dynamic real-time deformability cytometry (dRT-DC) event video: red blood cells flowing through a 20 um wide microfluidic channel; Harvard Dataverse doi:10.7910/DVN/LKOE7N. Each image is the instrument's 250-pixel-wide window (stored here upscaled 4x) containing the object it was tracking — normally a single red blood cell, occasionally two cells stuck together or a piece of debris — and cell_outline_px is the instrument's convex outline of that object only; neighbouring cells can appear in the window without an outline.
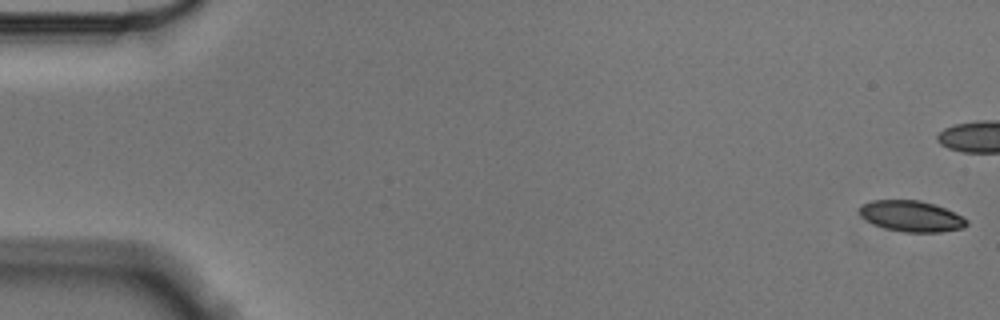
{"species": "Egyptian fruit bat (a non-hibernating species)", "species_latin": "Rousettus aegyptiacus", "temperature_condition": "cold", "stored_images_in_passage": 46, "camera_frame_rate_fps": 3000, "um_per_image_px": 0.085, "animal": {"sex": "male"}, "frame": {"image": 1, "passage_image": 1, "time_ms": 0.0, "image_size_px": [1000, 320], "cell_outline_px": [[968, 224], [964, 228], [940, 232], [904, 232], [884, 228], [872, 224], [860, 216], [860, 204], [872, 200], [920, 200], [944, 208], [968, 220]], "centroid_in_image_um": [77.43, 18.38], "position_along_channel_um": 7.6, "area_um2": 19.31}}
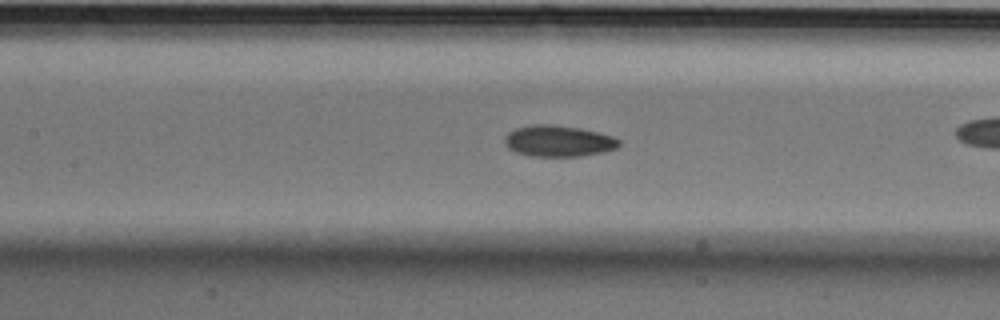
{"frame": {"image": 2, "passage_image": 26, "time_ms": 8.333, "image_size_px": [1000, 320], "cell_outline_px": [[620, 144], [616, 148], [604, 152], [580, 156], [532, 156], [516, 152], [508, 148], [504, 144], [504, 136], [508, 132], [516, 128], [532, 124], [552, 124], [580, 128], [612, 136], [620, 140]], "centroid_in_image_um": [47.43, 11.98], "position_along_channel_um": 160.0, "area_um2": 20.87}}
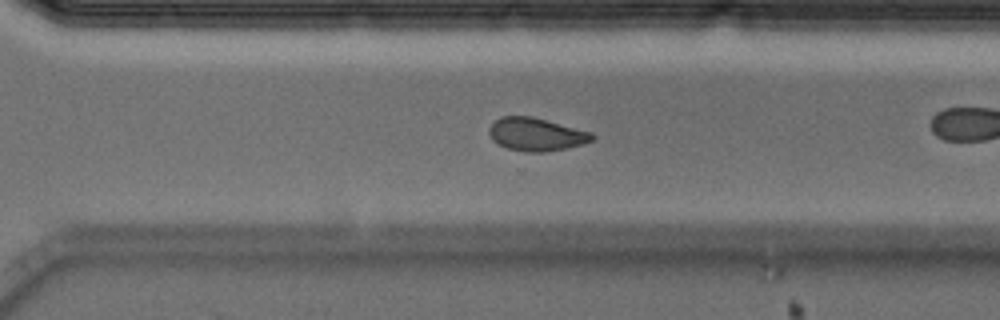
{"frame": {"image": 3, "passage_image": 40, "time_ms": 13.0, "image_size_px": [1000, 320], "cell_outline_px": [[596, 136], [592, 140], [584, 144], [544, 152], [528, 152], [508, 148], [492, 140], [488, 132], [488, 128], [500, 116], [532, 116], [592, 132]], "centroid_in_image_um": [45.58, 11.41], "position_along_channel_um": 325.0, "area_um2": 19.77}}